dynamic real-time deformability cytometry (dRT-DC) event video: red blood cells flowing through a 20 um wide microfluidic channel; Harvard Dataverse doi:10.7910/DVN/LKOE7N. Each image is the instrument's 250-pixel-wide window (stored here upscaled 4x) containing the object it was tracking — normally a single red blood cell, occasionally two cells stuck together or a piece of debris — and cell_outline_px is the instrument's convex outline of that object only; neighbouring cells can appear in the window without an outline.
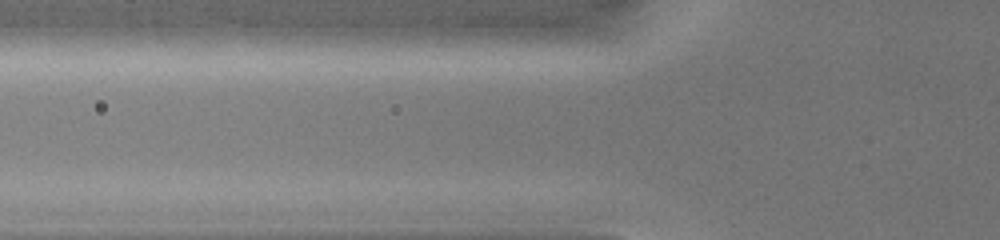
{"species": "common noctule bat (a hibernating species)", "species_latin": "Nyctalus noctula", "temperature_condition": "warm", "stored_images_in_passage": 2, "camera_frame_rate_fps": 3000, "um_per_image_px": 0.085, "animal": {"sex": "female", "body_mass_g": 19.0, "forearm_length_mm": 51.5}, "frame": {"image": 1, "passage_image": 2, "time_ms": 0.667, "image_size_px": [1000, 240], "cell_outline_px": [[620, 40], [608, 44], [576, 48], [404, 48], [404, 36], [408, 32], [472, 24], [580, 24], [620, 32]], "centroid_in_image_um": [43.47, 3.11], "position_along_channel_um": 82.3, "area_um2": 33.18}}